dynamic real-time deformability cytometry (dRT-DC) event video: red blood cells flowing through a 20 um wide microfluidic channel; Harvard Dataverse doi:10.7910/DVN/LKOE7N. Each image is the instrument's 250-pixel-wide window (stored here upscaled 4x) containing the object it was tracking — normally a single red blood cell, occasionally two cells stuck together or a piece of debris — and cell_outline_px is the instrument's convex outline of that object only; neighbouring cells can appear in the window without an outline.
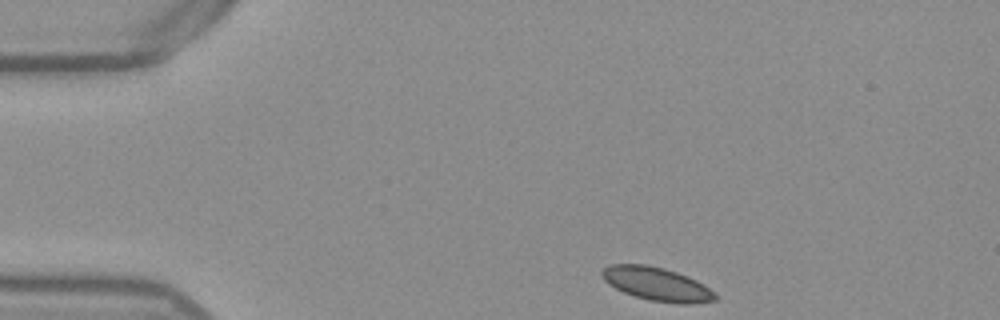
{"species": "Egyptian fruit bat (a non-hibernating species)", "species_latin": "Rousettus aegyptiacus", "temperature_condition": "warm", "stored_images_in_passage": 45, "camera_frame_rate_fps": 3000, "um_per_image_px": 0.085, "frame": {"image": 1, "passage_image": 1, "time_ms": 0.0, "image_size_px": [1000, 320], "cell_outline_px": [[720, 296], [716, 300], [692, 304], [680, 304], [648, 300], [624, 292], [608, 284], [604, 280], [600, 272], [608, 264], [644, 264], [664, 268], [688, 276], [704, 284]], "centroid_in_image_um": [55.86, 24.14], "position_along_channel_um": 29.1, "area_um2": 22.25}}
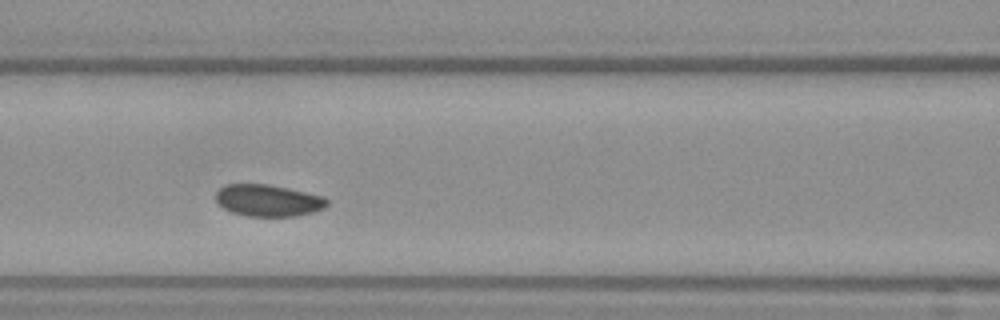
{"frame": {"image": 2, "passage_image": 15, "time_ms": 4.667, "image_size_px": [1000, 320], "cell_outline_px": [[328, 204], [324, 208], [312, 212], [296, 216], [244, 216], [232, 212], [224, 208], [216, 200], [216, 192], [224, 184], [268, 184], [288, 188], [324, 196], [328, 200]], "centroid_in_image_um": [22.79, 17.03], "position_along_channel_um": 143.8, "area_um2": 20.63}}
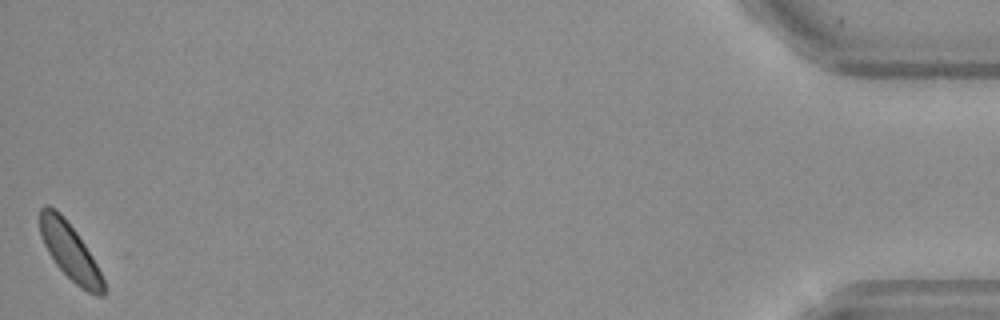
{"frame": {"image": 3, "passage_image": 45, "time_ms": 14.667, "image_size_px": [1000, 320], "cell_outline_px": [[104, 296], [96, 296], [80, 288], [56, 264], [48, 252], [44, 244], [40, 232], [40, 208], [44, 204], [48, 204], [56, 208], [60, 212], [76, 232], [92, 256], [104, 280]], "centroid_in_image_um": [5.93, 21.35], "position_along_channel_um": 429.3, "area_um2": 20.75}}